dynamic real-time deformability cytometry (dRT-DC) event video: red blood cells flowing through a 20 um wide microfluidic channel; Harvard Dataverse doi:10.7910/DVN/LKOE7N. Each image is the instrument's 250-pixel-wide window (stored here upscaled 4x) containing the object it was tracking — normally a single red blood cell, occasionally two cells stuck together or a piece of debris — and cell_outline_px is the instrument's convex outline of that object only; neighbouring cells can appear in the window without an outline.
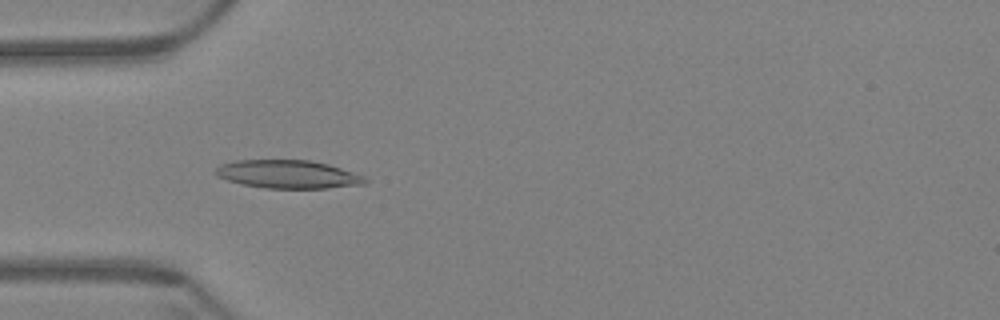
{"species": "Egyptian fruit bat (a non-hibernating species)", "species_latin": "Rousettus aegyptiacus", "temperature_condition": "warm", "stored_images_in_passage": 51, "camera_frame_rate_fps": 3000, "um_per_image_px": 0.085, "animal": {"sex": "female"}, "frame": {"image": 1, "passage_image": 10, "time_ms": 3.0, "image_size_px": [1000, 320], "cell_outline_px": [[368, 180], [364, 184], [328, 188], [264, 188], [244, 184], [228, 180], [216, 176], [212, 172], [220, 164], [236, 160], [308, 160], [328, 164], [364, 176]], "centroid_in_image_um": [24.44, 14.81], "position_along_channel_um": 60.6, "area_um2": 24.51}}
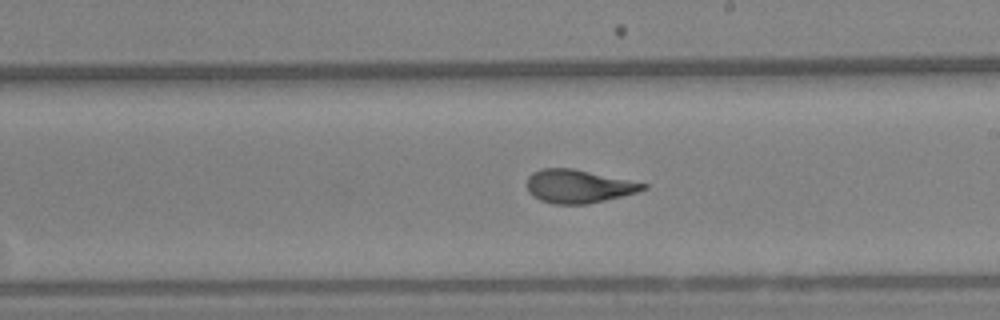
{"frame": {"image": 2, "passage_image": 26, "time_ms": 8.333, "image_size_px": [1000, 320], "cell_outline_px": [[648, 188], [636, 192], [588, 204], [552, 204], [540, 200], [532, 196], [528, 188], [528, 176], [532, 172], [544, 168], [572, 168], [648, 184]], "centroid_in_image_um": [49.14, 15.83], "position_along_channel_um": 239.9, "area_um2": 22.31}}
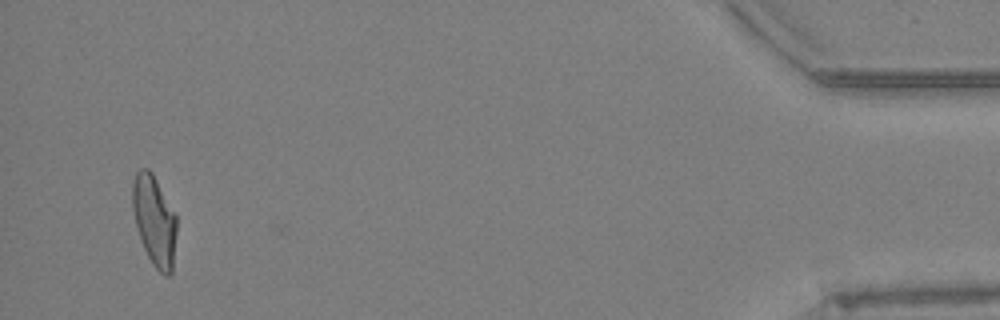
{"frame": {"image": 3, "passage_image": 49, "time_ms": 16.0, "image_size_px": [1000, 320], "cell_outline_px": [[176, 232], [172, 272], [168, 276], [164, 276], [152, 264], [144, 248], [136, 224], [132, 208], [132, 184], [136, 172], [140, 168], [148, 168], [152, 172], [176, 216]], "centroid_in_image_um": [13.11, 18.74], "position_along_channel_um": 422.1, "area_um2": 22.95}, "authors_computed_cell_mechanics": {"area_um2": 23.12, "velocity_mm_per_s": 3.4206, "shape_relaxation_time_tau1_ms": 6.8894, "shape_relaxation_time_tau2_ms": 1.2577, "deformation_change_tau1": 0.2128, "deformation_change_tau2": 0.0771}}